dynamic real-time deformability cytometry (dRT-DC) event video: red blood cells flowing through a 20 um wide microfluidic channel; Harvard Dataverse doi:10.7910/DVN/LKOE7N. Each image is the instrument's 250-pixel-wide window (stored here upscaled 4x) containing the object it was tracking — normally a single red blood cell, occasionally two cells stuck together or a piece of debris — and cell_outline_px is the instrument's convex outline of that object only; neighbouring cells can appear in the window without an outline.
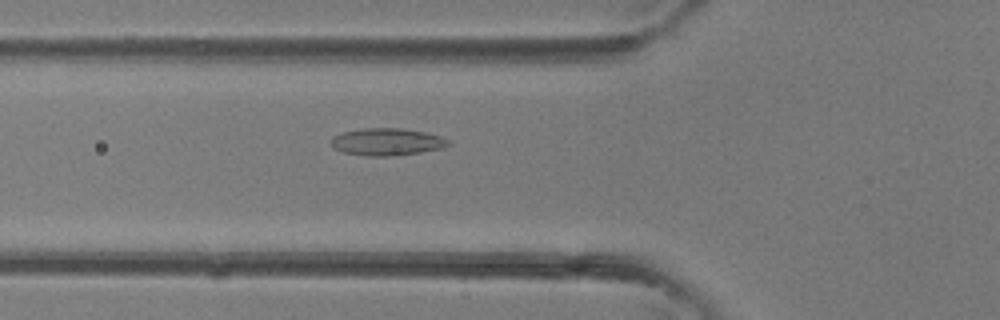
{"species": "common noctule bat (a hibernating species)", "species_latin": "Nyctalus noctula", "temperature_condition": "room temperature", "stored_images_in_passage": 33, "camera_frame_rate_fps": 3000, "um_per_image_px": 0.085, "animal": {"sex": "female"}, "frame": {"image": 1, "passage_image": 8, "time_ms": 2.333, "image_size_px": [1000, 320], "cell_outline_px": [[452, 144], [440, 148], [400, 156], [368, 156], [344, 152], [336, 148], [332, 144], [332, 136], [344, 132], [364, 128], [404, 128], [424, 132], [440, 136], [448, 140]], "centroid_in_image_um": [32.92, 12.06], "position_along_channel_um": 92.9, "area_um2": 18.5}}
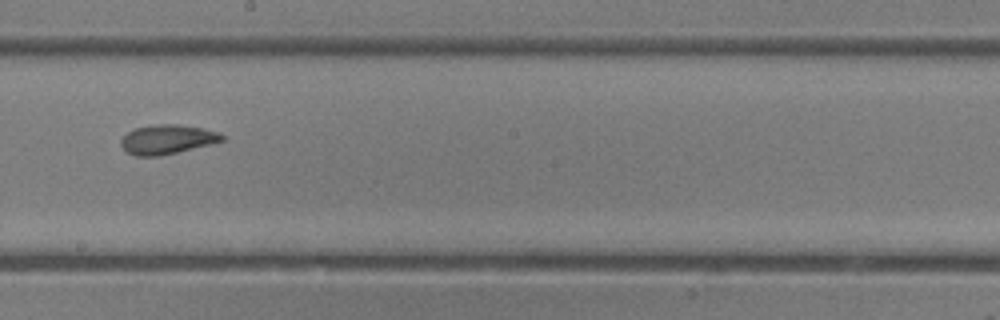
{"frame": {"image": 2, "passage_image": 16, "time_ms": 5.0, "image_size_px": [1000, 320], "cell_outline_px": [[224, 140], [212, 144], [160, 156], [136, 156], [128, 152], [120, 144], [120, 140], [128, 132], [136, 128], [156, 124], [176, 124], [204, 128], [220, 132], [224, 136]], "centroid_in_image_um": [14.25, 11.84], "position_along_channel_um": 234.0, "area_um2": 17.28}}
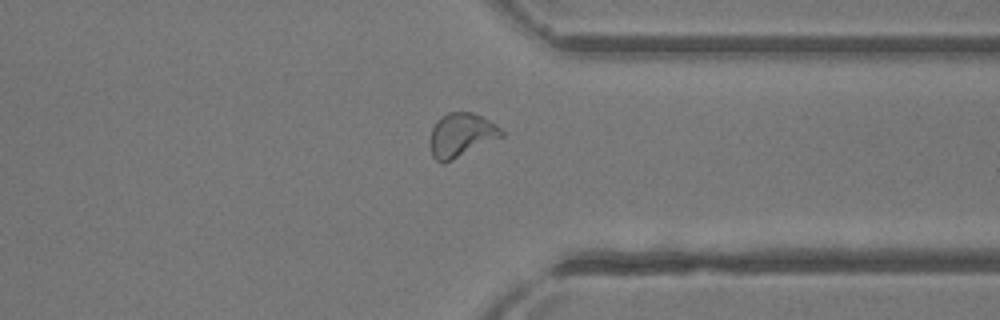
{"frame": {"image": 3, "passage_image": 24, "time_ms": 7.667, "image_size_px": [1000, 320], "cell_outline_px": [[504, 136], [444, 164], [436, 160], [432, 156], [428, 144], [432, 128], [436, 120], [448, 112], [472, 112], [484, 116], [496, 124], [504, 132]], "centroid_in_image_um": [39.19, 11.48], "position_along_channel_um": 372.2, "area_um2": 18.61}}